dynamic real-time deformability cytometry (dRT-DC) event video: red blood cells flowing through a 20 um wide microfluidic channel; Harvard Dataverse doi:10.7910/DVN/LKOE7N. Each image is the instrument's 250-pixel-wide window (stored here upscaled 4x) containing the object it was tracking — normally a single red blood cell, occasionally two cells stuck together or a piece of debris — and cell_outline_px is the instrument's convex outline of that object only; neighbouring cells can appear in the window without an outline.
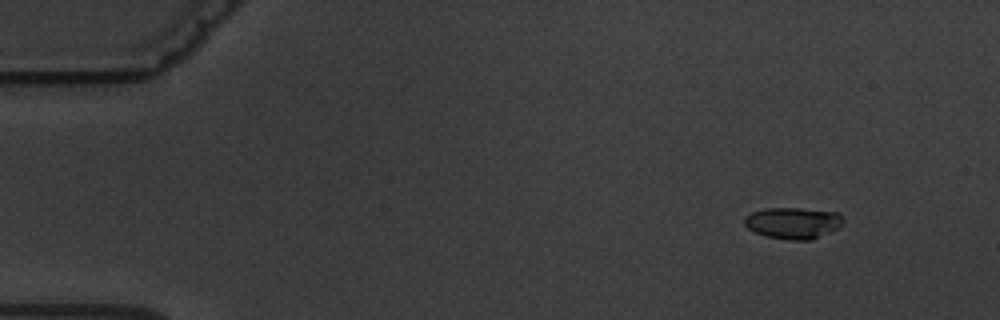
{"species": "common noctule bat (a hibernating species)", "species_latin": "Nyctalus noctula", "temperature_condition": "warm", "stored_images_in_passage": 6, "camera_frame_rate_fps": 3000, "um_per_image_px": 0.085, "animal": {"sex": "male", "body_mass_g": 19.5, "forearm_length_mm": 54.6}, "frame": {"image": 1, "passage_image": 2, "time_ms": 1.333, "image_size_px": [1000, 320], "cell_outline_px": [[844, 220], [836, 228], [812, 240], [788, 240], [768, 236], [756, 232], [748, 228], [744, 224], [744, 216], [752, 212], [764, 208], [796, 208], [840, 212]], "centroid_in_image_um": [67.39, 18.94], "position_along_channel_um": 17.6, "area_um2": 17.98}}
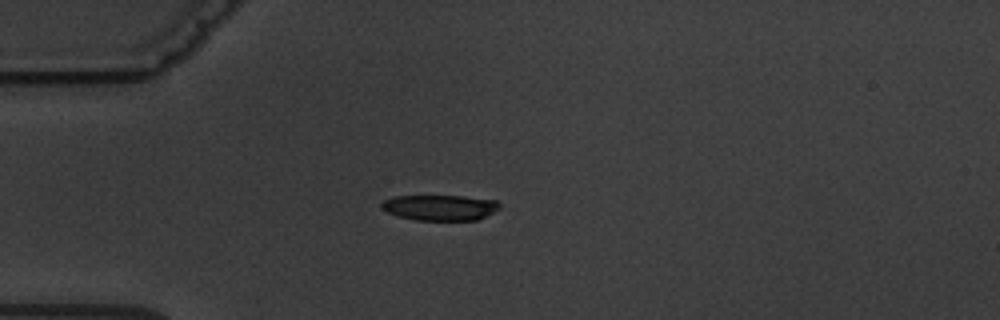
{"frame": {"image": 2, "passage_image": 5, "time_ms": 4.667, "image_size_px": [1000, 320], "cell_outline_px": [[500, 208], [476, 220], [416, 220], [400, 216], [388, 212], [380, 208], [380, 204], [384, 200], [392, 196], [464, 196], [496, 200], [500, 204]], "centroid_in_image_um": [37.38, 17.63], "position_along_channel_um": 47.6, "area_um2": 17.51}}